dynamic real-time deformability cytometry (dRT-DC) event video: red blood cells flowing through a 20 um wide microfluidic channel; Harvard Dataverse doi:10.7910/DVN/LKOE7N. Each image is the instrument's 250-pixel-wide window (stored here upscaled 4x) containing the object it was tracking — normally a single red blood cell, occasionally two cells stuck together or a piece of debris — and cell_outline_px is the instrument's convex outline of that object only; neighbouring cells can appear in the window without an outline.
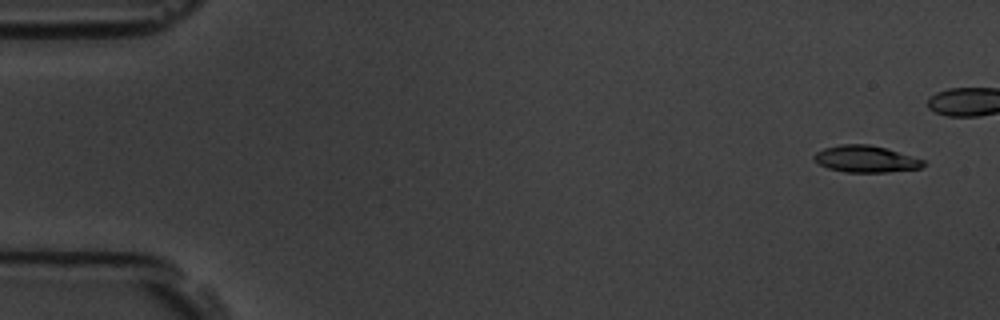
{"species": "common noctule bat (a hibernating species)", "species_latin": "Nyctalus noctula", "temperature_condition": "room temperature", "stored_images_in_passage": 8, "camera_frame_rate_fps": 3000, "um_per_image_px": 0.085, "animal": {"sex": "male", "body_mass_g": 19.5, "forearm_length_mm": 54.6}, "frame": {"image": 1, "passage_image": 1, "time_ms": 0.0, "image_size_px": [1000, 320], "cell_outline_px": [[924, 164], [920, 168], [888, 172], [844, 172], [828, 168], [812, 160], [812, 156], [816, 152], [824, 148], [840, 144], [868, 144], [884, 148], [924, 160]], "centroid_in_image_um": [73.52, 13.52], "position_along_channel_um": 11.5, "area_um2": 16.88}}
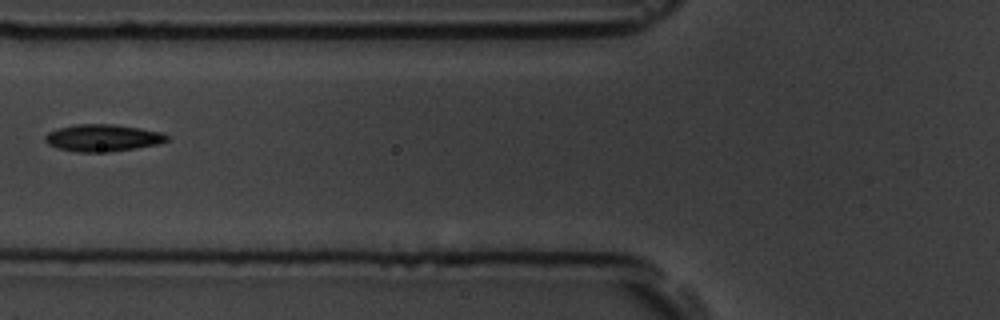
{"frame": {"image": 2, "passage_image": 7, "time_ms": 7.667, "image_size_px": [1000, 320], "cell_outline_px": [[168, 140], [160, 144], [136, 148], [108, 152], [76, 152], [56, 148], [48, 144], [44, 140], [44, 136], [48, 132], [56, 128], [76, 124], [112, 124], [140, 128], [164, 132], [168, 136]], "centroid_in_image_um": [8.72, 11.72], "position_along_channel_um": 117.1, "area_um2": 19.48}}
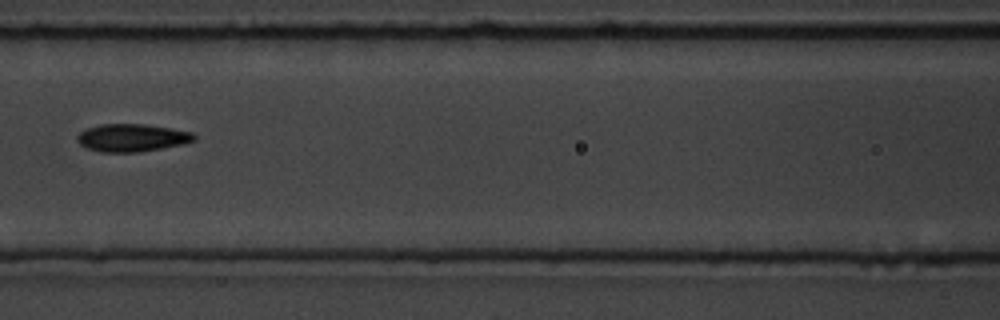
{"frame": {"image": 3, "passage_image": 8, "time_ms": 8.667, "image_size_px": [1000, 320], "cell_outline_px": [[196, 140], [184, 144], [140, 152], [100, 152], [88, 148], [80, 144], [76, 140], [76, 136], [80, 132], [88, 128], [100, 124], [144, 124], [192, 132], [196, 136]], "centroid_in_image_um": [11.21, 11.71], "position_along_channel_um": 155.4, "area_um2": 18.84}}